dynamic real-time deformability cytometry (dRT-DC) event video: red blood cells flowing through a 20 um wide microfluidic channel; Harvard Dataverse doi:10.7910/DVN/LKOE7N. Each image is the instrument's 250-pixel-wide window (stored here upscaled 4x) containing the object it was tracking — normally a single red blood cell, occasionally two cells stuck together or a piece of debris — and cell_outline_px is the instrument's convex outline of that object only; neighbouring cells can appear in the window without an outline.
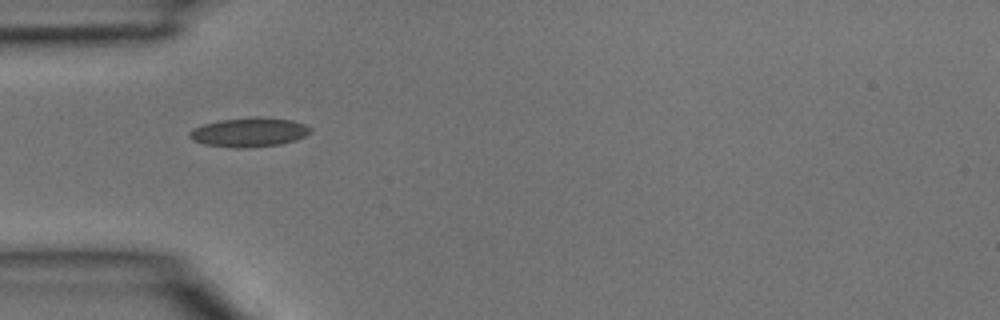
{"species": "common noctule bat (a hibernating species)", "species_latin": "Nyctalus noctula", "temperature_condition": "room temperature", "stored_images_in_passage": 1, "camera_frame_rate_fps": 3000, "um_per_image_px": 0.085, "animal": {"sex": "male", "body_mass_g": 15.6}, "frame": {"image": 1, "passage_image": 1, "time_ms": 0.0, "image_size_px": [1000, 320], "cell_outline_px": [[312, 132], [296, 140], [280, 144], [248, 148], [236, 148], [204, 144], [192, 140], [188, 136], [188, 132], [192, 128], [204, 124], [220, 120], [256, 116], [260, 116], [292, 120], [304, 124], [312, 128]], "centroid_in_image_um": [21.18, 11.23], "position_along_channel_um": 63.8, "area_um2": 20.81}}